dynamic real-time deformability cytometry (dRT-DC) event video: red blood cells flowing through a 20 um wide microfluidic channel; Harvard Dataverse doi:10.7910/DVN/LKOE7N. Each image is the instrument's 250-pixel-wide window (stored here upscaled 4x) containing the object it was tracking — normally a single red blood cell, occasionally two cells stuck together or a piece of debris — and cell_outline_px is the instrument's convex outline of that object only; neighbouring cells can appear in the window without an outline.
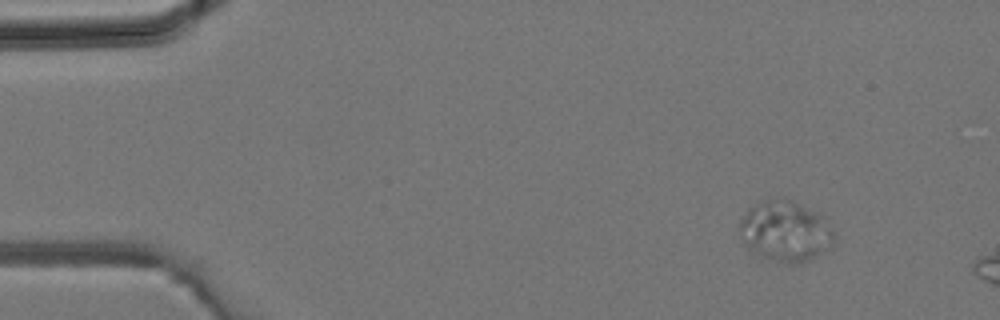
{"species": "common noctule bat (a hibernating species)", "species_latin": "Nyctalus noctula", "temperature_condition": "room temperature", "stored_images_in_passage": 4, "camera_frame_rate_fps": 3000, "um_per_image_px": 0.085, "animal": {"sex": "male", "body_mass_g": 19.2, "forearm_length_mm": 51.8}, "frame": {"image": 1, "passage_image": 2, "time_ms": 0.333, "image_size_px": [1000, 320], "cell_outline_px": [[836, 244], [832, 248], [800, 264], [788, 264], [764, 256], [748, 248], [744, 244], [740, 228], [740, 220], [748, 208], [764, 200], [784, 196], [820, 212], [824, 216], [836, 232]], "centroid_in_image_um": [66.85, 19.62], "position_along_channel_um": 18.1, "area_um2": 34.1}}